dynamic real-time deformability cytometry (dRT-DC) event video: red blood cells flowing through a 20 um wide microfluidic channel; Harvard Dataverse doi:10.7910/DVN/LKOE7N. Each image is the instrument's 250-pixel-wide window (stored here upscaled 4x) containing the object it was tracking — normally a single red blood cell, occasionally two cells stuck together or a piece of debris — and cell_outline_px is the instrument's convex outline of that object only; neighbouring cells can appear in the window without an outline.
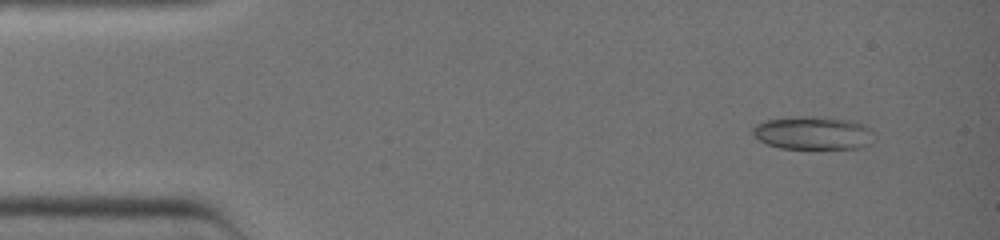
{"species": "common noctule bat (a hibernating species)", "species_latin": "Nyctalus noctula", "temperature_condition": "warm", "stored_images_in_passage": 12, "camera_frame_rate_fps": 3000, "um_per_image_px": 0.085, "animal": {"sex": "female", "body_mass_g": 19.0, "forearm_length_mm": 51.5}, "frame": {"image": 1, "passage_image": 1, "time_ms": 0.0, "image_size_px": [1000, 240], "cell_outline_px": [[872, 132], [868, 144], [860, 148], [780, 148], [768, 144], [760, 140], [752, 132], [752, 128], [756, 124], [764, 120], [796, 116], [828, 116], [852, 120], [864, 124], [872, 128]], "centroid_in_image_um": [69.11, 11.27], "position_along_channel_um": 15.9, "area_um2": 23.58}}